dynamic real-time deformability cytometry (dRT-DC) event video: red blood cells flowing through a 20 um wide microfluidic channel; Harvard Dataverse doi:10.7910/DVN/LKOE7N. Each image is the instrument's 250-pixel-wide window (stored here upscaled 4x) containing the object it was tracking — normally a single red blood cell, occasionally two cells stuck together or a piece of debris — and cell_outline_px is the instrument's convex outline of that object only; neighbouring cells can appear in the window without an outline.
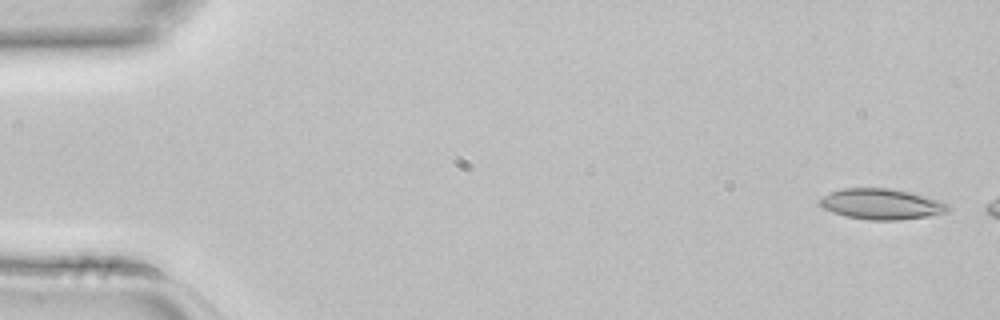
{"species": "common noctule bat (a hibernating species)", "species_latin": "Nyctalus noctula", "temperature_condition": "room temperature", "stored_images_in_passage": 3, "camera_frame_rate_fps": 3000, "um_per_image_px": 0.085, "animal": {"sex": "female", "body_mass_g": 22.7, "forearm_length_mm": 54.2}, "frame": {"image": 1, "passage_image": 1, "time_ms": 0.0, "image_size_px": [1000, 320], "cell_outline_px": [[948, 212], [928, 216], [900, 220], [868, 220], [844, 216], [832, 212], [824, 208], [820, 204], [820, 200], [828, 192], [844, 188], [892, 188], [912, 192], [940, 200], [948, 204]], "centroid_in_image_um": [74.93, 17.34], "position_along_channel_um": 10.1, "area_um2": 23.06}}